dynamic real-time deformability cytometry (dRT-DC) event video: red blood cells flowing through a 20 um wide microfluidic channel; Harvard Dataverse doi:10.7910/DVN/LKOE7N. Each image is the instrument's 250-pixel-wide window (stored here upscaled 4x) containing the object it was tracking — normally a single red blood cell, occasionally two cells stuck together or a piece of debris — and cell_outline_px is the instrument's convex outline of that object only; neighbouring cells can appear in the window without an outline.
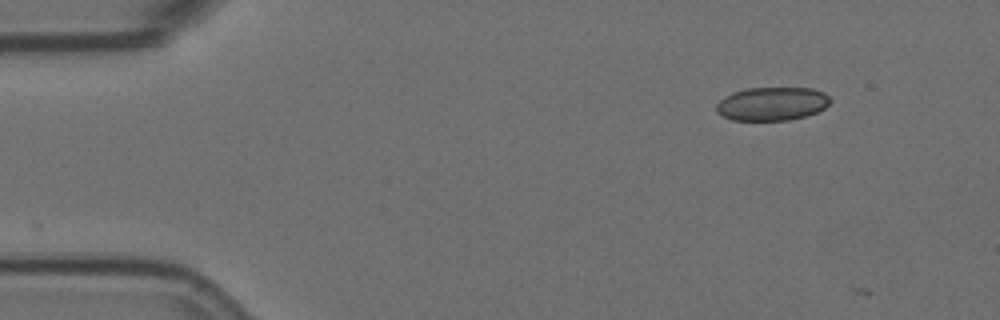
{"species": "Egyptian fruit bat (a non-hibernating species)", "species_latin": "Rousettus aegyptiacus", "temperature_condition": "room temperature", "stored_images_in_passage": 3, "camera_frame_rate_fps": 3000, "um_per_image_px": 0.085, "animal": {"sex": "female"}, "frame": {"image": 1, "passage_image": 1, "time_ms": 0.0, "image_size_px": [1000, 320], "cell_outline_px": [[832, 100], [824, 108], [816, 112], [804, 116], [788, 120], [732, 120], [716, 112], [716, 104], [724, 96], [732, 92], [744, 88], [812, 88], [824, 92]], "centroid_in_image_um": [65.6, 8.81], "position_along_channel_um": 19.4, "area_um2": 22.25}}